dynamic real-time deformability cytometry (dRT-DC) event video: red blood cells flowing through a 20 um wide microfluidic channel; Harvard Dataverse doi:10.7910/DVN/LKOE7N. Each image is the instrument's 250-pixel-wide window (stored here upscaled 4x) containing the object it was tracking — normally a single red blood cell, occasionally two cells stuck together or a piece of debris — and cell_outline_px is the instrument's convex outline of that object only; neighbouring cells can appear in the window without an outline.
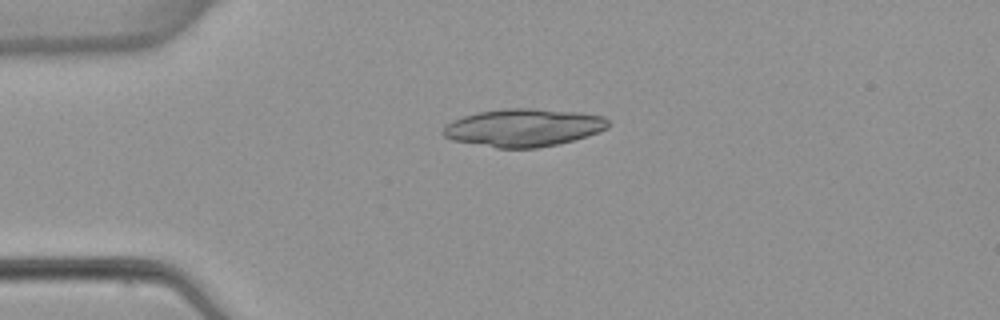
{"species": "common noctule bat (a hibernating species)", "species_latin": "Nyctalus noctula", "temperature_condition": "warm", "stored_images_in_passage": 3, "camera_frame_rate_fps": 3000, "um_per_image_px": 0.085, "animal": {"sex": "female", "body_mass_g": 22.7, "forearm_length_mm": 54.2}, "frame": {"image": 1, "passage_image": 1, "time_ms": 0.0, "image_size_px": [1000, 320], "cell_outline_px": [[608, 128], [588, 136], [556, 144], [536, 148], [496, 148], [452, 140], [444, 136], [440, 132], [452, 120], [476, 112], [504, 108], [532, 108], [576, 112], [604, 116], [608, 120]], "centroid_in_image_um": [44.47, 10.84], "position_along_channel_um": 40.5, "area_um2": 36.36}}